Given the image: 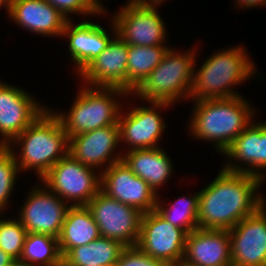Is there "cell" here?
I'll return each mask as SVG.
<instances>
[{"mask_svg":"<svg viewBox=\"0 0 266 266\" xmlns=\"http://www.w3.org/2000/svg\"><path fill=\"white\" fill-rule=\"evenodd\" d=\"M264 184L260 177L219 167L215 178L199 190V229H232L266 203L260 190Z\"/></svg>","mask_w":266,"mask_h":266,"instance_id":"1","label":"cell"},{"mask_svg":"<svg viewBox=\"0 0 266 266\" xmlns=\"http://www.w3.org/2000/svg\"><path fill=\"white\" fill-rule=\"evenodd\" d=\"M192 102L186 121L191 139L206 142L219 155L255 119L259 109L245 96L205 99Z\"/></svg>","mask_w":266,"mask_h":266,"instance_id":"2","label":"cell"},{"mask_svg":"<svg viewBox=\"0 0 266 266\" xmlns=\"http://www.w3.org/2000/svg\"><path fill=\"white\" fill-rule=\"evenodd\" d=\"M247 49L243 44L217 48L204 59L200 67L197 53L190 101L241 96L242 92H238L237 86H243L246 81L249 82L253 78L262 79L264 74L258 73L252 55H249Z\"/></svg>","mask_w":266,"mask_h":266,"instance_id":"3","label":"cell"},{"mask_svg":"<svg viewBox=\"0 0 266 266\" xmlns=\"http://www.w3.org/2000/svg\"><path fill=\"white\" fill-rule=\"evenodd\" d=\"M20 173L33 172L37 181L68 155L69 137L48 107L9 145Z\"/></svg>","mask_w":266,"mask_h":266,"instance_id":"4","label":"cell"},{"mask_svg":"<svg viewBox=\"0 0 266 266\" xmlns=\"http://www.w3.org/2000/svg\"><path fill=\"white\" fill-rule=\"evenodd\" d=\"M68 111L48 107L60 119L68 137L119 125L118 117L129 94L120 87L87 86L79 82Z\"/></svg>","mask_w":266,"mask_h":266,"instance_id":"5","label":"cell"},{"mask_svg":"<svg viewBox=\"0 0 266 266\" xmlns=\"http://www.w3.org/2000/svg\"><path fill=\"white\" fill-rule=\"evenodd\" d=\"M197 45L193 44L184 50L172 45L160 64L131 94L144 102H166L174 106L185 102L187 105L186 101H190L194 63L199 53Z\"/></svg>","mask_w":266,"mask_h":266,"instance_id":"6","label":"cell"},{"mask_svg":"<svg viewBox=\"0 0 266 266\" xmlns=\"http://www.w3.org/2000/svg\"><path fill=\"white\" fill-rule=\"evenodd\" d=\"M172 107L174 106L166 102L145 101L144 104L143 100L135 99L129 93L118 117L122 152L162 147L161 141L168 124L161 113Z\"/></svg>","mask_w":266,"mask_h":266,"instance_id":"7","label":"cell"},{"mask_svg":"<svg viewBox=\"0 0 266 266\" xmlns=\"http://www.w3.org/2000/svg\"><path fill=\"white\" fill-rule=\"evenodd\" d=\"M125 1L114 12L107 11L108 16L111 14L109 18L116 27L117 35L128 45H168L170 33L159 7H147L137 0Z\"/></svg>","mask_w":266,"mask_h":266,"instance_id":"8","label":"cell"},{"mask_svg":"<svg viewBox=\"0 0 266 266\" xmlns=\"http://www.w3.org/2000/svg\"><path fill=\"white\" fill-rule=\"evenodd\" d=\"M40 182L69 206H87L101 190V173L68 154Z\"/></svg>","mask_w":266,"mask_h":266,"instance_id":"9","label":"cell"},{"mask_svg":"<svg viewBox=\"0 0 266 266\" xmlns=\"http://www.w3.org/2000/svg\"><path fill=\"white\" fill-rule=\"evenodd\" d=\"M108 13L102 11L93 18V21L82 19L79 22L76 19L68 20L63 29L61 39L65 40L66 53L69 63H71L73 76L79 75L99 54L107 48L110 41L117 35L116 27L110 18L109 29L104 28L102 23L95 22L94 19H106ZM107 30V31H106ZM68 46V47H67ZM74 65V66H73ZM74 67V68H73Z\"/></svg>","mask_w":266,"mask_h":266,"instance_id":"10","label":"cell"},{"mask_svg":"<svg viewBox=\"0 0 266 266\" xmlns=\"http://www.w3.org/2000/svg\"><path fill=\"white\" fill-rule=\"evenodd\" d=\"M35 182L37 184H32L28 193L25 192L26 197L14 215L27 233L47 234L58 238L70 206L40 181Z\"/></svg>","mask_w":266,"mask_h":266,"instance_id":"11","label":"cell"},{"mask_svg":"<svg viewBox=\"0 0 266 266\" xmlns=\"http://www.w3.org/2000/svg\"><path fill=\"white\" fill-rule=\"evenodd\" d=\"M100 236L114 239L126 247L137 245L142 214L135 207L109 197L102 190L87 204Z\"/></svg>","mask_w":266,"mask_h":266,"instance_id":"12","label":"cell"},{"mask_svg":"<svg viewBox=\"0 0 266 266\" xmlns=\"http://www.w3.org/2000/svg\"><path fill=\"white\" fill-rule=\"evenodd\" d=\"M18 86L0 78L1 146H8L48 108L39 97Z\"/></svg>","mask_w":266,"mask_h":266,"instance_id":"13","label":"cell"},{"mask_svg":"<svg viewBox=\"0 0 266 266\" xmlns=\"http://www.w3.org/2000/svg\"><path fill=\"white\" fill-rule=\"evenodd\" d=\"M255 118L223 152L221 166L251 174L266 182V121Z\"/></svg>","mask_w":266,"mask_h":266,"instance_id":"14","label":"cell"},{"mask_svg":"<svg viewBox=\"0 0 266 266\" xmlns=\"http://www.w3.org/2000/svg\"><path fill=\"white\" fill-rule=\"evenodd\" d=\"M187 234L166 221L156 210L143 213L137 247L168 264L184 258Z\"/></svg>","mask_w":266,"mask_h":266,"instance_id":"15","label":"cell"},{"mask_svg":"<svg viewBox=\"0 0 266 266\" xmlns=\"http://www.w3.org/2000/svg\"><path fill=\"white\" fill-rule=\"evenodd\" d=\"M68 154L81 164L102 173L113 163L122 160L119 125L69 137Z\"/></svg>","mask_w":266,"mask_h":266,"instance_id":"16","label":"cell"},{"mask_svg":"<svg viewBox=\"0 0 266 266\" xmlns=\"http://www.w3.org/2000/svg\"><path fill=\"white\" fill-rule=\"evenodd\" d=\"M101 190L109 197L135 207L141 213H148L156 208L158 195L123 160L113 163L101 173Z\"/></svg>","mask_w":266,"mask_h":266,"instance_id":"17","label":"cell"},{"mask_svg":"<svg viewBox=\"0 0 266 266\" xmlns=\"http://www.w3.org/2000/svg\"><path fill=\"white\" fill-rule=\"evenodd\" d=\"M228 231L232 266H266V203Z\"/></svg>","mask_w":266,"mask_h":266,"instance_id":"18","label":"cell"},{"mask_svg":"<svg viewBox=\"0 0 266 266\" xmlns=\"http://www.w3.org/2000/svg\"><path fill=\"white\" fill-rule=\"evenodd\" d=\"M128 44L116 35L78 76L87 86L120 87L127 91Z\"/></svg>","mask_w":266,"mask_h":266,"instance_id":"19","label":"cell"},{"mask_svg":"<svg viewBox=\"0 0 266 266\" xmlns=\"http://www.w3.org/2000/svg\"><path fill=\"white\" fill-rule=\"evenodd\" d=\"M8 21L17 27L48 39H61L68 19L45 0H13Z\"/></svg>","mask_w":266,"mask_h":266,"instance_id":"20","label":"cell"},{"mask_svg":"<svg viewBox=\"0 0 266 266\" xmlns=\"http://www.w3.org/2000/svg\"><path fill=\"white\" fill-rule=\"evenodd\" d=\"M183 260L193 266H232L229 231H192L186 237Z\"/></svg>","mask_w":266,"mask_h":266,"instance_id":"21","label":"cell"},{"mask_svg":"<svg viewBox=\"0 0 266 266\" xmlns=\"http://www.w3.org/2000/svg\"><path fill=\"white\" fill-rule=\"evenodd\" d=\"M162 148L135 149L122 154L130 170L146 181L157 195L176 172L172 157Z\"/></svg>","mask_w":266,"mask_h":266,"instance_id":"22","label":"cell"},{"mask_svg":"<svg viewBox=\"0 0 266 266\" xmlns=\"http://www.w3.org/2000/svg\"><path fill=\"white\" fill-rule=\"evenodd\" d=\"M100 237L99 228L87 206H70L58 237L62 257L72 248Z\"/></svg>","mask_w":266,"mask_h":266,"instance_id":"23","label":"cell"},{"mask_svg":"<svg viewBox=\"0 0 266 266\" xmlns=\"http://www.w3.org/2000/svg\"><path fill=\"white\" fill-rule=\"evenodd\" d=\"M121 242L100 236L89 244L74 247L62 257V266H116L122 251Z\"/></svg>","mask_w":266,"mask_h":266,"instance_id":"24","label":"cell"},{"mask_svg":"<svg viewBox=\"0 0 266 266\" xmlns=\"http://www.w3.org/2000/svg\"><path fill=\"white\" fill-rule=\"evenodd\" d=\"M193 193V194H192ZM158 195L155 210L173 226L182 229L187 235L199 228L198 225V206L199 191H193L182 196L175 197L167 203L168 199Z\"/></svg>","mask_w":266,"mask_h":266,"instance_id":"25","label":"cell"},{"mask_svg":"<svg viewBox=\"0 0 266 266\" xmlns=\"http://www.w3.org/2000/svg\"><path fill=\"white\" fill-rule=\"evenodd\" d=\"M172 45H128L127 92L132 93L160 64Z\"/></svg>","mask_w":266,"mask_h":266,"instance_id":"26","label":"cell"},{"mask_svg":"<svg viewBox=\"0 0 266 266\" xmlns=\"http://www.w3.org/2000/svg\"><path fill=\"white\" fill-rule=\"evenodd\" d=\"M20 259L28 266H62L58 238L27 233Z\"/></svg>","mask_w":266,"mask_h":266,"instance_id":"27","label":"cell"},{"mask_svg":"<svg viewBox=\"0 0 266 266\" xmlns=\"http://www.w3.org/2000/svg\"><path fill=\"white\" fill-rule=\"evenodd\" d=\"M20 175L22 174L11 149L0 145V214H9L7 211L13 206V194L17 191L15 186L18 187L16 182H20Z\"/></svg>","mask_w":266,"mask_h":266,"instance_id":"28","label":"cell"},{"mask_svg":"<svg viewBox=\"0 0 266 266\" xmlns=\"http://www.w3.org/2000/svg\"><path fill=\"white\" fill-rule=\"evenodd\" d=\"M9 215L0 214V249L13 259H19L27 231L13 213H9Z\"/></svg>","mask_w":266,"mask_h":266,"instance_id":"29","label":"cell"},{"mask_svg":"<svg viewBox=\"0 0 266 266\" xmlns=\"http://www.w3.org/2000/svg\"><path fill=\"white\" fill-rule=\"evenodd\" d=\"M54 8H57L68 20L72 18L79 20L91 19L102 11L96 6L93 0H45ZM73 15V16H72ZM76 16V18L74 17ZM79 18L77 19V17ZM89 16V17H88Z\"/></svg>","mask_w":266,"mask_h":266,"instance_id":"30","label":"cell"},{"mask_svg":"<svg viewBox=\"0 0 266 266\" xmlns=\"http://www.w3.org/2000/svg\"><path fill=\"white\" fill-rule=\"evenodd\" d=\"M116 266H169V264L150 257L134 246L126 247L122 251Z\"/></svg>","mask_w":266,"mask_h":266,"instance_id":"31","label":"cell"},{"mask_svg":"<svg viewBox=\"0 0 266 266\" xmlns=\"http://www.w3.org/2000/svg\"><path fill=\"white\" fill-rule=\"evenodd\" d=\"M235 10H249L260 7V9L266 7V0H231Z\"/></svg>","mask_w":266,"mask_h":266,"instance_id":"32","label":"cell"},{"mask_svg":"<svg viewBox=\"0 0 266 266\" xmlns=\"http://www.w3.org/2000/svg\"><path fill=\"white\" fill-rule=\"evenodd\" d=\"M141 5L147 7H159L161 4L166 3L168 0H137Z\"/></svg>","mask_w":266,"mask_h":266,"instance_id":"33","label":"cell"},{"mask_svg":"<svg viewBox=\"0 0 266 266\" xmlns=\"http://www.w3.org/2000/svg\"><path fill=\"white\" fill-rule=\"evenodd\" d=\"M13 0H0V11L4 10L7 13V17H9L12 7Z\"/></svg>","mask_w":266,"mask_h":266,"instance_id":"34","label":"cell"},{"mask_svg":"<svg viewBox=\"0 0 266 266\" xmlns=\"http://www.w3.org/2000/svg\"><path fill=\"white\" fill-rule=\"evenodd\" d=\"M13 258L0 249V266L8 264Z\"/></svg>","mask_w":266,"mask_h":266,"instance_id":"35","label":"cell"},{"mask_svg":"<svg viewBox=\"0 0 266 266\" xmlns=\"http://www.w3.org/2000/svg\"><path fill=\"white\" fill-rule=\"evenodd\" d=\"M4 266H28L26 265L20 258L19 259H12L8 264Z\"/></svg>","mask_w":266,"mask_h":266,"instance_id":"36","label":"cell"},{"mask_svg":"<svg viewBox=\"0 0 266 266\" xmlns=\"http://www.w3.org/2000/svg\"><path fill=\"white\" fill-rule=\"evenodd\" d=\"M104 0H93V2L96 4V6L101 10V11H108L109 9L106 7L107 5H104L103 3Z\"/></svg>","mask_w":266,"mask_h":266,"instance_id":"37","label":"cell"},{"mask_svg":"<svg viewBox=\"0 0 266 266\" xmlns=\"http://www.w3.org/2000/svg\"><path fill=\"white\" fill-rule=\"evenodd\" d=\"M169 266H193V265L186 263L184 260H181L175 263H171L169 264Z\"/></svg>","mask_w":266,"mask_h":266,"instance_id":"38","label":"cell"},{"mask_svg":"<svg viewBox=\"0 0 266 266\" xmlns=\"http://www.w3.org/2000/svg\"><path fill=\"white\" fill-rule=\"evenodd\" d=\"M91 266H105V265H98V264H96V265H91Z\"/></svg>","mask_w":266,"mask_h":266,"instance_id":"39","label":"cell"}]
</instances>
